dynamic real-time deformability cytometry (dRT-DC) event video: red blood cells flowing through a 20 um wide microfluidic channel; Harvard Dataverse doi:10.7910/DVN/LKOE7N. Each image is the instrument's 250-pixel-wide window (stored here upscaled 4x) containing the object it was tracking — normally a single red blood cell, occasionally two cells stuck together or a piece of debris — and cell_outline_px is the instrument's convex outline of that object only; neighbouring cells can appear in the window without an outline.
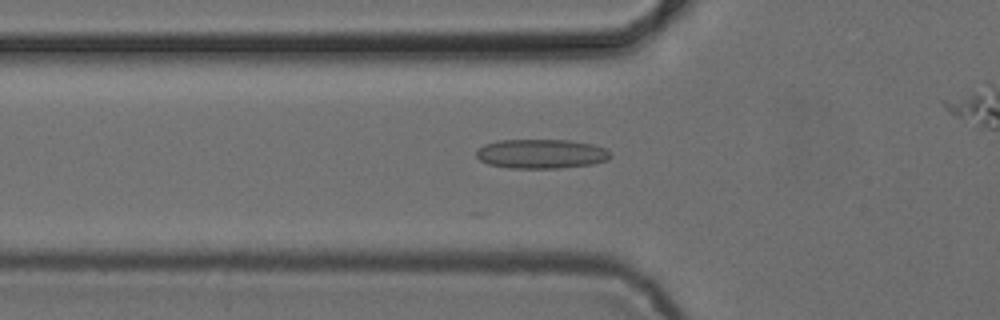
{"species": "common noctule bat (a hibernating species)", "species_latin": "Nyctalus noctula", "temperature_condition": "cold", "stored_images_in_passage": 22, "camera_frame_rate_fps": 3000, "um_per_image_px": 0.085, "animal": {"sex": "female", "body_mass_g": 24.6, "forearm_length_mm": 56.2}, "frame": {"image": 1, "passage_image": 11, "time_ms": 3.333, "image_size_px": [1000, 320], "cell_outline_px": [[612, 156], [608, 160], [592, 164], [560, 168], [508, 168], [488, 164], [480, 160], [476, 156], [476, 148], [484, 144], [500, 140], [568, 140], [592, 144], [604, 148]], "centroid_in_image_um": [45.97, 13.08], "position_along_channel_um": 79.8, "area_um2": 23.0}}
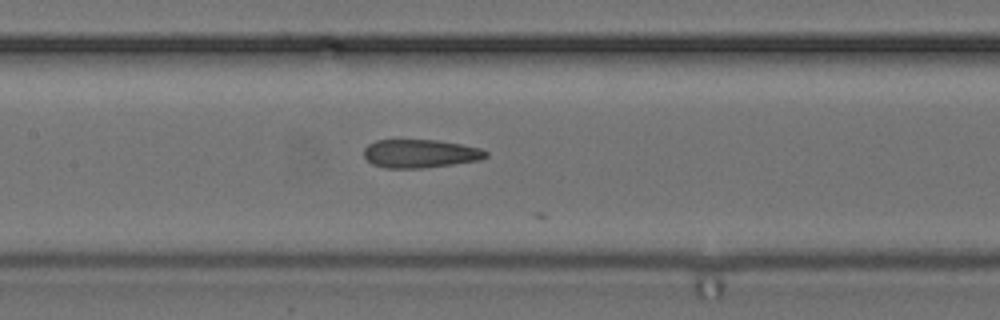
{"frame": {"image": 2, "passage_image": 18, "time_ms": 5.667, "image_size_px": [1000, 320], "cell_outline_px": [[488, 156], [480, 160], [424, 168], [384, 168], [372, 164], [364, 156], [364, 148], [368, 144], [376, 140], [436, 140], [460, 144], [480, 148], [488, 152]], "centroid_in_image_um": [35.7, 13.06], "position_along_channel_um": 171.7, "area_um2": 20.17}}
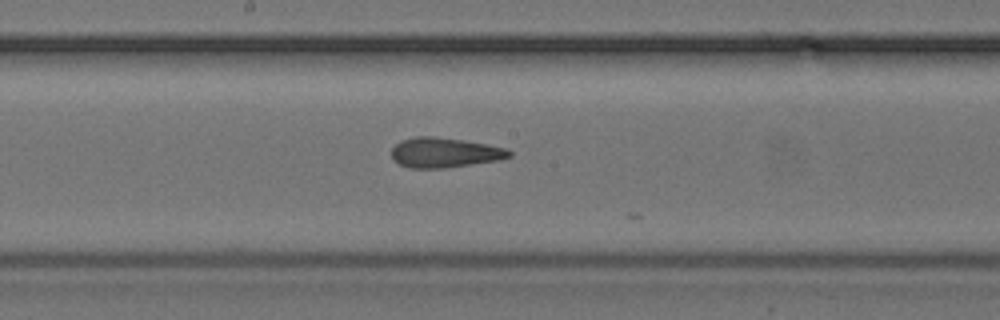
{"frame": {"image": 3, "passage_image": 21, "time_ms": 6.667, "image_size_px": [1000, 320], "cell_outline_px": [[512, 156], [500, 160], [448, 168], [412, 168], [400, 164], [392, 160], [392, 148], [400, 140], [416, 136], [436, 136], [464, 140], [488, 144], [508, 148], [512, 152]], "centroid_in_image_um": [37.82, 12.96], "position_along_channel_um": 210.4, "area_um2": 20.87}}